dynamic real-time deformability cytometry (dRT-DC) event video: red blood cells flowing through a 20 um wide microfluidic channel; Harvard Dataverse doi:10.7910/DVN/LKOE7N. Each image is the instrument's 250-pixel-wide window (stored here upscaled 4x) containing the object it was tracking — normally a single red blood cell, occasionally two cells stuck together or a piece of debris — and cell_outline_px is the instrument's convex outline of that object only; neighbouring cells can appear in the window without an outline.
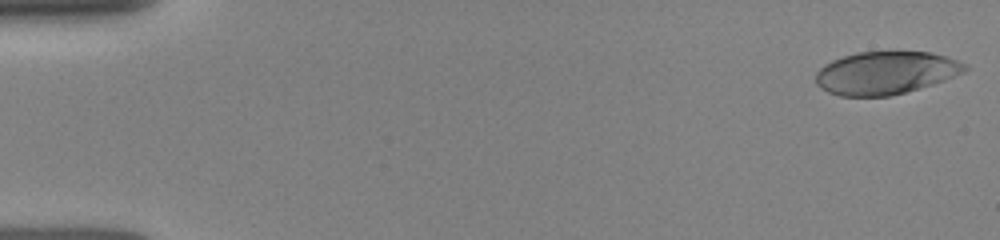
{"species": "human", "species_latin": "Homo sapiens", "temperature_condition": "room temperature", "stored_images_in_passage": 23, "camera_frame_rate_fps": 3000, "um_per_image_px": 0.085, "donor": {"sex": "female"}, "frame": {"image": 1, "passage_image": 1, "time_ms": 0.0, "image_size_px": [1000, 240], "cell_outline_px": [[968, 68], [964, 72], [944, 80], [932, 84], [904, 92], [888, 96], [840, 96], [828, 92], [820, 88], [816, 84], [816, 72], [824, 64], [832, 60], [856, 52], [928, 52], [944, 56], [968, 64]], "centroid_in_image_um": [75.25, 6.19], "position_along_channel_um": 9.7, "area_um2": 36.99}}
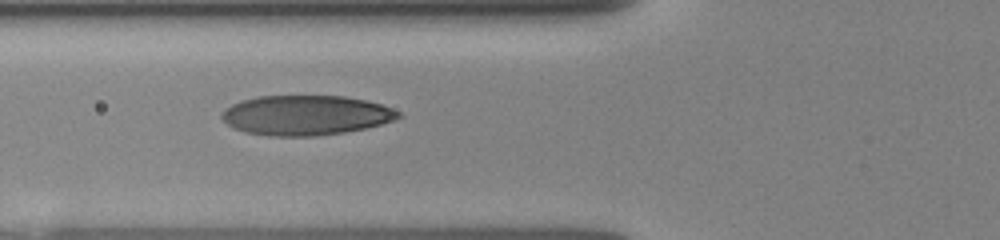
{"frame": {"image": 2, "passage_image": 20, "time_ms": 5.667, "image_size_px": [1000, 240], "cell_outline_px": [[404, 116], [396, 120], [368, 128], [344, 132], [312, 136], [272, 136], [244, 132], [232, 128], [220, 116], [224, 108], [240, 100], [260, 96], [344, 96], [364, 100], [380, 104], [400, 112]], "centroid_in_image_um": [25.99, 9.8], "position_along_channel_um": 99.8, "area_um2": 41.15}}
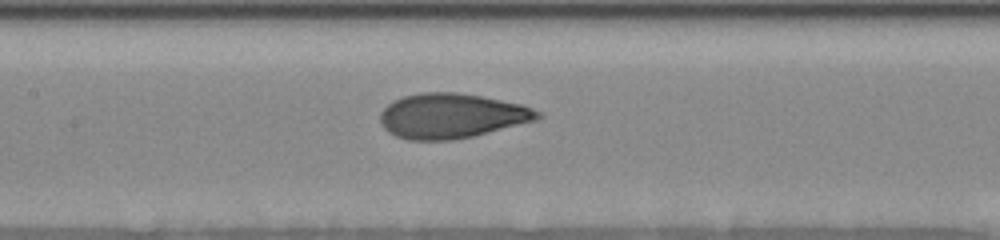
{"frame": {"image": 3, "passage_image": 23, "time_ms": 7.333, "image_size_px": [1000, 240], "cell_outline_px": [[540, 116], [536, 120], [472, 136], [452, 140], [408, 140], [396, 136], [388, 132], [380, 124], [380, 112], [388, 104], [404, 96], [420, 92], [456, 92], [480, 96], [520, 104], [532, 108], [540, 112]], "centroid_in_image_um": [38.33, 9.85], "position_along_channel_um": 169.1, "area_um2": 40.81}}